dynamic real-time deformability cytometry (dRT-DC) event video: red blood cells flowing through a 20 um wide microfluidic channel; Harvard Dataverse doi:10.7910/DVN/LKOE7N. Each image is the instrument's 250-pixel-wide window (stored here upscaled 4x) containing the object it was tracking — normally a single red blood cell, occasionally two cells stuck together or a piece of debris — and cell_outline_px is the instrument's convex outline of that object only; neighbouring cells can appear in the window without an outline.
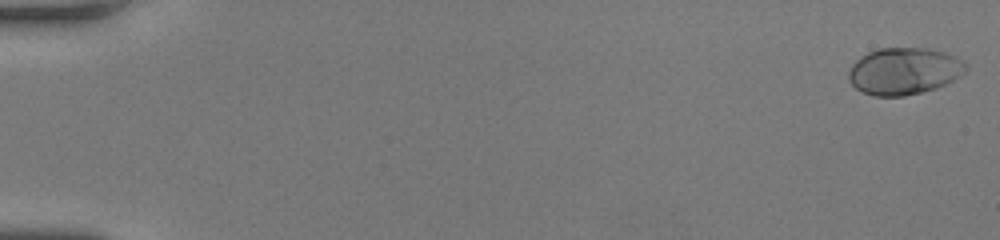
{"species": "human", "species_latin": "Homo sapiens", "temperature_condition": "room temperature", "stored_images_in_passage": 57, "camera_frame_rate_fps": 3000, "um_per_image_px": 0.085, "donor": {"sex": "female"}, "frame": {"image": 1, "passage_image": 1, "time_ms": 0.0, "image_size_px": [1000, 240], "cell_outline_px": [[968, 68], [960, 76], [936, 88], [904, 96], [872, 96], [860, 92], [848, 80], [848, 72], [852, 64], [860, 56], [868, 52], [880, 48], [928, 48], [944, 52], [968, 64]], "centroid_in_image_um": [76.8, 6.05], "position_along_channel_um": 8.2, "area_um2": 32.08}}
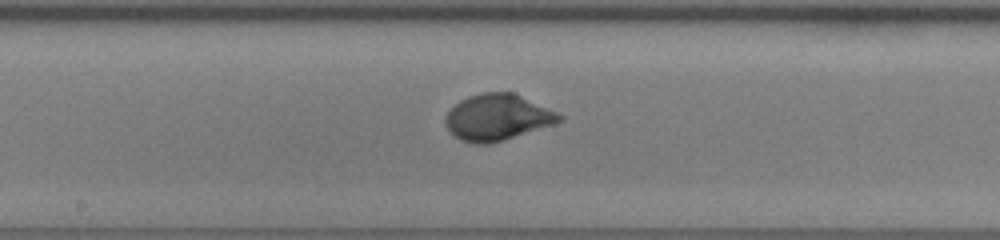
{"frame": {"image": 2, "passage_image": 32, "time_ms": 10.333, "image_size_px": [1000, 240], "cell_outline_px": [[564, 120], [504, 140], [488, 144], [472, 144], [460, 140], [444, 124], [444, 120], [448, 112], [460, 100], [468, 96], [484, 92], [512, 92], [556, 112], [564, 116]], "centroid_in_image_um": [42.25, 9.98], "position_along_channel_um": 205.9, "area_um2": 30.29}}
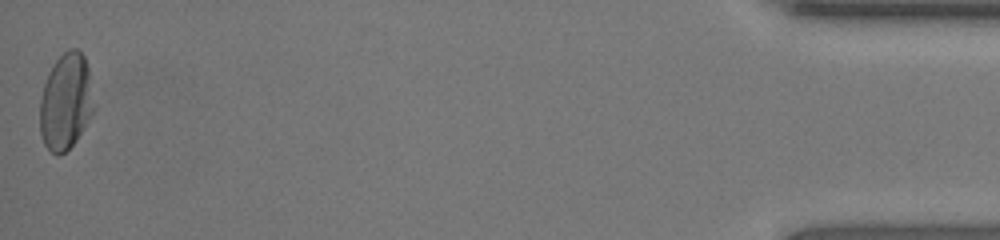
{"frame": {"image": 3, "passage_image": 57, "time_ms": 18.667, "image_size_px": [1000, 240], "cell_outline_px": [[96, 108], [76, 140], [60, 156], [56, 156], [44, 144], [40, 132], [40, 96], [44, 84], [56, 60], [68, 48], [76, 48], [84, 56], [88, 68], [96, 104]], "centroid_in_image_um": [5.62, 8.65], "position_along_channel_um": 429.6, "area_um2": 30.46}, "authors_computed_cell_mechanics": {"area_um2": 30.1138, "velocity_mm_per_s": 3.7206, "shape_relaxation_time_tau1_ms": 2.603, "shape_relaxation_time_tau2_ms": null, "deformation_change_tau1": 0.1733, "deformation_change_tau2": null}}